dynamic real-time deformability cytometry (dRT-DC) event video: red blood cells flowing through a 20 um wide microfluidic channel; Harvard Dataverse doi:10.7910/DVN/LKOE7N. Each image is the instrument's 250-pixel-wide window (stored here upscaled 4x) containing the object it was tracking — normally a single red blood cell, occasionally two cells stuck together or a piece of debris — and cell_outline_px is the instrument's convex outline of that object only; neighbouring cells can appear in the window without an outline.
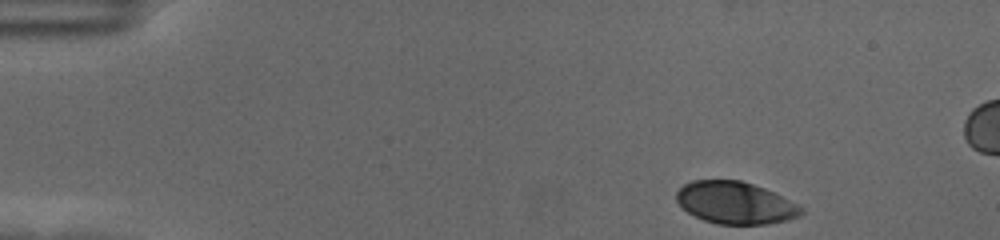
{"species": "human", "species_latin": "Homo sapiens", "temperature_condition": "cold", "stored_images_in_passage": 52, "camera_frame_rate_fps": 3000, "um_per_image_px": 0.085, "donor": {"sex": "female"}, "frame": {"image": 1, "passage_image": 1, "time_ms": 0.0, "image_size_px": [1000, 240], "cell_outline_px": [[804, 212], [800, 216], [788, 220], [768, 224], [716, 224], [704, 220], [688, 212], [676, 200], [676, 192], [684, 184], [692, 180], [740, 180], [764, 188], [804, 208]], "centroid_in_image_um": [62.5, 17.24], "position_along_channel_um": 22.5, "area_um2": 30.46}}
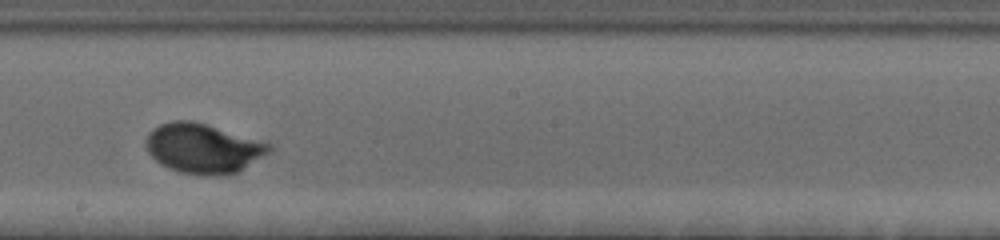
{"frame": {"image": 2, "passage_image": 27, "time_ms": 8.667, "image_size_px": [1000, 240], "cell_outline_px": [[272, 152], [236, 172], [220, 176], [200, 176], [180, 172], [168, 168], [160, 164], [148, 152], [148, 132], [160, 124], [172, 120], [192, 120], [272, 144]], "centroid_in_image_um": [17.28, 12.62], "position_along_channel_um": 230.9, "area_um2": 35.55}}
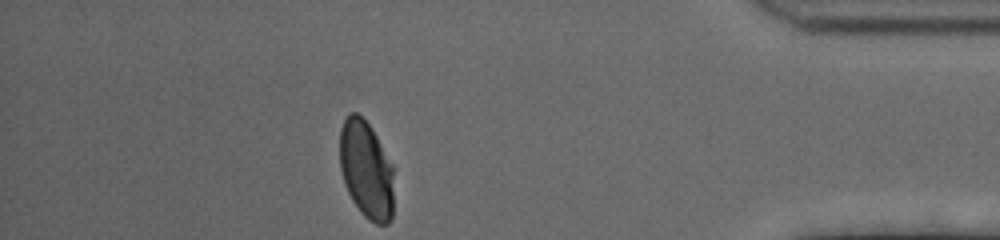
{"frame": {"image": 3, "passage_image": 45, "time_ms": 14.667, "image_size_px": [1000, 240], "cell_outline_px": [[392, 220], [388, 224], [376, 224], [368, 220], [360, 212], [352, 200], [344, 184], [340, 168], [340, 128], [348, 112], [356, 112], [372, 128], [392, 164]], "centroid_in_image_um": [31.11, 14.43], "position_along_channel_um": 404.1, "area_um2": 30.87}, "authors_computed_cell_mechanics": {"area_um2": 33.3506, "velocity_mm_per_s": 3.5066, "shape_relaxation_time_tau1_ms": 3.2527, "shape_relaxation_time_tau2_ms": null, "deformation_change_tau1": 0.16, "deformation_change_tau2": null}}